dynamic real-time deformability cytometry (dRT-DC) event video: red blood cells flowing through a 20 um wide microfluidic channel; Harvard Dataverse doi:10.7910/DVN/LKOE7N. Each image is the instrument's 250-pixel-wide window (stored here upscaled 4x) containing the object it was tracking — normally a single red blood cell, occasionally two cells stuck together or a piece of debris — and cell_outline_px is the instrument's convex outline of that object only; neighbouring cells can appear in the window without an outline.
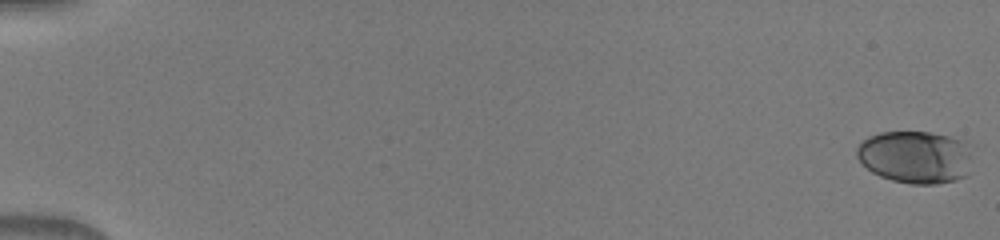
{"species": "human", "species_latin": "Homo sapiens", "temperature_condition": "warm", "stored_images_in_passage": 51, "camera_frame_rate_fps": 3000, "um_per_image_px": 0.085, "donor": {"sex": "male"}, "frame": {"image": 1, "passage_image": 1, "time_ms": 0.0, "image_size_px": [1000, 240], "cell_outline_px": [[976, 144], [968, 176], [956, 180], [936, 184], [908, 184], [892, 180], [880, 176], [872, 172], [856, 156], [856, 148], [868, 136], [880, 132], [932, 132], [948, 136]], "centroid_in_image_um": [77.92, 13.34], "position_along_channel_um": 7.1, "area_um2": 36.36}}
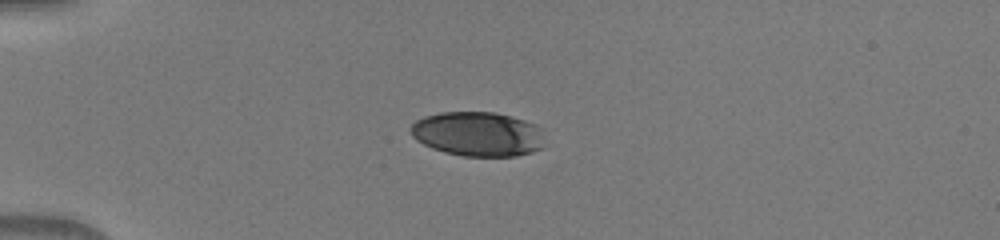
{"frame": {"image": 2, "passage_image": 15, "time_ms": 4.667, "image_size_px": [1000, 240], "cell_outline_px": [[544, 148], [532, 152], [516, 156], [464, 156], [444, 152], [432, 148], [416, 140], [412, 136], [408, 128], [416, 120], [424, 116], [440, 112], [496, 112], [512, 116], [536, 124], [544, 128]], "centroid_in_image_um": [40.66, 11.38], "position_along_channel_um": 44.3, "area_um2": 35.37}}
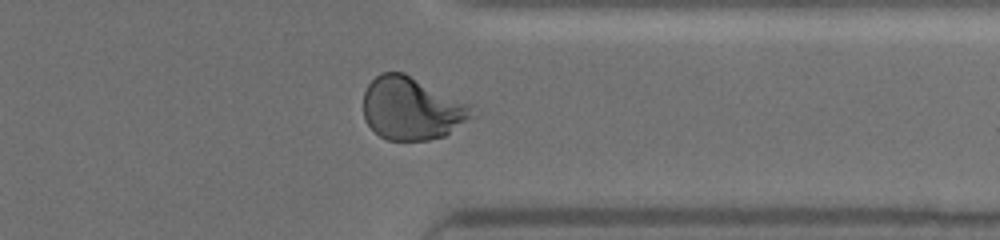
{"frame": {"image": 3, "passage_image": 42, "time_ms": 13.667, "image_size_px": [1000, 240], "cell_outline_px": [[476, 116], [444, 136], [428, 140], [388, 140], [380, 136], [364, 120], [364, 92], [368, 84], [380, 72], [404, 72], [476, 104]], "centroid_in_image_um": [35.1, 9.2], "position_along_channel_um": 376.3, "area_um2": 40.75}}